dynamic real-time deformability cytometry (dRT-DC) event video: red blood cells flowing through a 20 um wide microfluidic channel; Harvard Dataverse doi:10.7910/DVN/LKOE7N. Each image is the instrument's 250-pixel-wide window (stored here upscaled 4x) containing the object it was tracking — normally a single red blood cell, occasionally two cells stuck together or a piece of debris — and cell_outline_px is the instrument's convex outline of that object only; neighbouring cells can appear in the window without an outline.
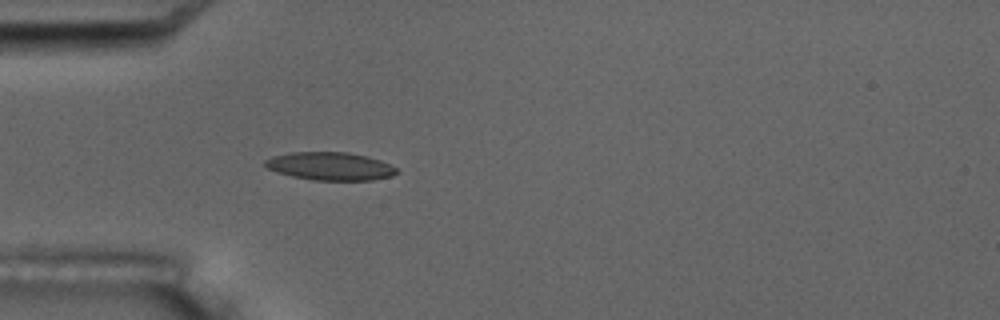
{"species": "common noctule bat (a hibernating species)", "species_latin": "Nyctalus noctula", "temperature_condition": "room temperature", "stored_images_in_passage": 5, "camera_frame_rate_fps": 3000, "um_per_image_px": 0.085, "animal": {"sex": "male", "body_mass_g": 17.5, "forearm_length_mm": 52.3}, "frame": {"image": 1, "passage_image": 5, "time_ms": 4.667, "image_size_px": [1000, 320], "cell_outline_px": [[400, 172], [392, 176], [372, 180], [312, 180], [292, 176], [276, 172], [268, 168], [264, 164], [264, 160], [272, 156], [292, 152], [348, 152], [368, 156], [380, 160], [396, 168]], "centroid_in_image_um": [28.07, 14.12], "position_along_channel_um": 56.9, "area_um2": 21.56}}